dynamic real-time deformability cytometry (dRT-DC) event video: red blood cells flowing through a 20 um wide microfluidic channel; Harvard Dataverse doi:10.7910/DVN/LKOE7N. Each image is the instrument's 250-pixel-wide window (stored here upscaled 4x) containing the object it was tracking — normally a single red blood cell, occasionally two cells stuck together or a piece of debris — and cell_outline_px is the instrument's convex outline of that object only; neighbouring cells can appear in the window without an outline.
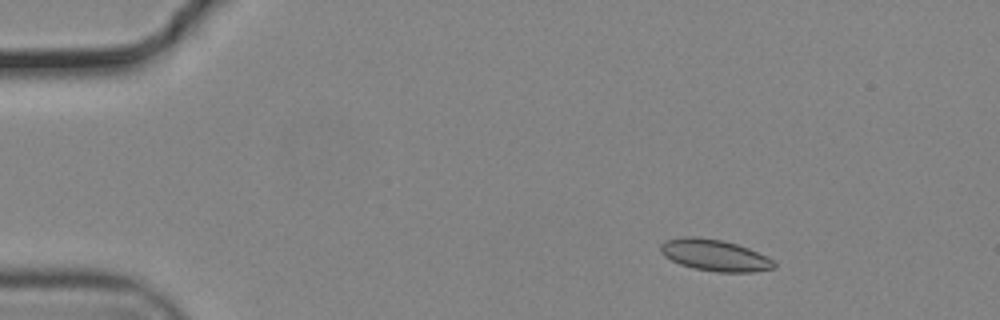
{"species": "common noctule bat (a hibernating species)", "species_latin": "Nyctalus noctula", "temperature_condition": "cold", "stored_images_in_passage": 48, "camera_frame_rate_fps": 3000, "um_per_image_px": 0.085, "animal": {"sex": "male", "body_mass_g": 19.2, "forearm_length_mm": 51.8}, "frame": {"image": 1, "passage_image": 1, "time_ms": 0.0, "image_size_px": [1000, 320], "cell_outline_px": [[776, 268], [752, 272], [716, 272], [696, 268], [680, 264], [664, 256], [660, 252], [660, 244], [664, 240], [684, 236], [696, 236], [724, 240], [748, 248], [772, 260], [776, 264]], "centroid_in_image_um": [60.71, 21.68], "position_along_channel_um": 24.3, "area_um2": 20.81}}
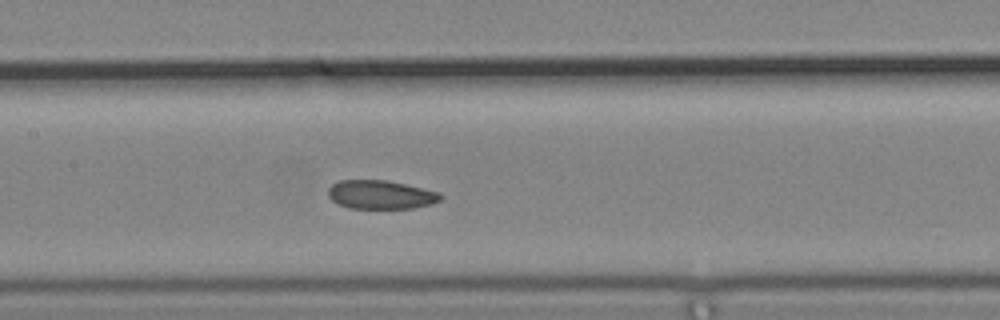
{"frame": {"image": 2, "passage_image": 20, "time_ms": 6.333, "image_size_px": [1000, 320], "cell_outline_px": [[444, 196], [440, 200], [432, 204], [412, 208], [348, 208], [336, 204], [328, 196], [328, 188], [332, 184], [340, 180], [388, 180], [440, 192]], "centroid_in_image_um": [32.35, 16.54], "position_along_channel_um": 175.0, "area_um2": 18.96}}
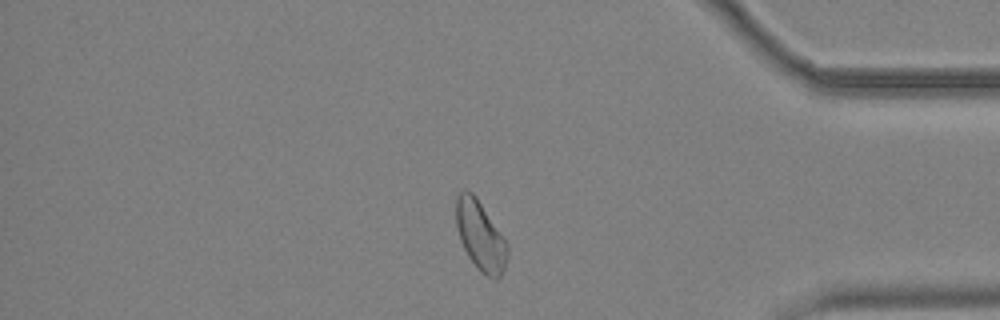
{"frame": {"image": 3, "passage_image": 40, "time_ms": 13.0, "image_size_px": [1000, 320], "cell_outline_px": [[508, 252], [504, 268], [500, 276], [496, 280], [480, 272], [468, 256], [460, 240], [456, 224], [456, 196], [460, 192], [472, 192], [476, 196], [508, 244]], "centroid_in_image_um": [40.83, 20.06], "position_along_channel_um": 394.4, "area_um2": 20.52}, "authors_computed_cell_mechanics": {"area_um2": 20.2589, "velocity_mm_per_s": 3.6807, "shape_relaxation_time_tau1_ms": 8.2506, "shape_relaxation_time_tau2_ms": 3.7889, "deformation_change_tau1": 0.1007, "deformation_change_tau2": 0.0911}}